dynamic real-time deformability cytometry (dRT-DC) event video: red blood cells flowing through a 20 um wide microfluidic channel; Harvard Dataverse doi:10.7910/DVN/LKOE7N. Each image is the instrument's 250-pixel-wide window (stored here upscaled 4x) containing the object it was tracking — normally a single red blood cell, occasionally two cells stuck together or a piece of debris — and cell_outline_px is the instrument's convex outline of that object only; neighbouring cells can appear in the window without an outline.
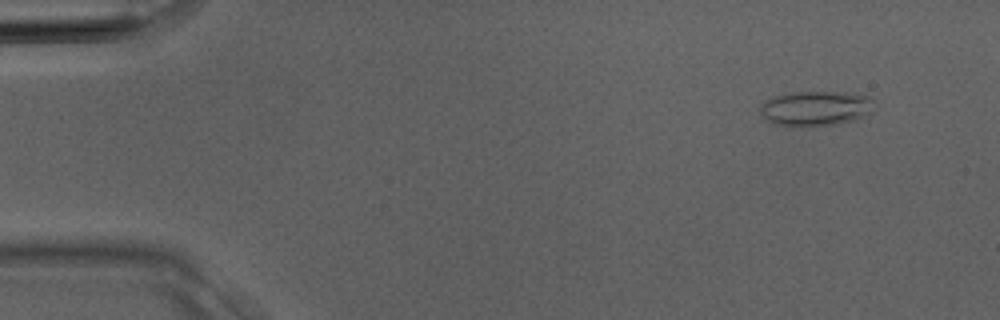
{"species": "Egyptian fruit bat (a non-hibernating species)", "species_latin": "Rousettus aegyptiacus", "temperature_condition": "room temperature", "stored_images_in_passage": 3, "camera_frame_rate_fps": 3000, "um_per_image_px": 0.085, "animal": {"sex": "male"}, "frame": {"image": 1, "passage_image": 1, "time_ms": 0.0, "image_size_px": [1000, 320], "cell_outline_px": [[868, 112], [852, 120], [836, 124], [792, 128], [772, 124], [760, 112], [760, 104], [772, 96], [792, 92], [848, 92], [868, 96]], "centroid_in_image_um": [69.16, 9.23], "position_along_channel_um": 15.8, "area_um2": 22.95}}